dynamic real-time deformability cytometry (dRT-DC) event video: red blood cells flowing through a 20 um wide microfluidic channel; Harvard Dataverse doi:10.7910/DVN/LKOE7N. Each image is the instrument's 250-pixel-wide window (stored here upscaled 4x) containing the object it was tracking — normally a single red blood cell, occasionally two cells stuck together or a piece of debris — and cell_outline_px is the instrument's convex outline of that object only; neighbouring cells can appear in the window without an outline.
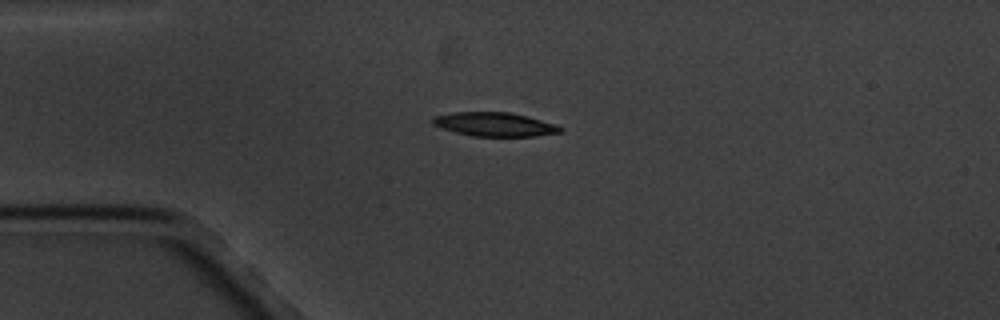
{"species": "common noctule bat (a hibernating species)", "species_latin": "Nyctalus noctula", "temperature_condition": "cold", "stored_images_in_passage": 8, "camera_frame_rate_fps": 3000, "um_per_image_px": 0.085, "animal": {"sex": "male", "body_mass_g": 20.1, "forearm_length_mm": 53.5}, "frame": {"image": 1, "passage_image": 4, "time_ms": 3.333, "image_size_px": [1000, 320], "cell_outline_px": [[564, 128], [560, 132], [536, 136], [472, 136], [440, 128], [432, 124], [432, 116], [452, 112], [508, 112], [528, 116], [556, 124]], "centroid_in_image_um": [42.02, 10.56], "position_along_channel_um": 43.0, "area_um2": 17.86}}
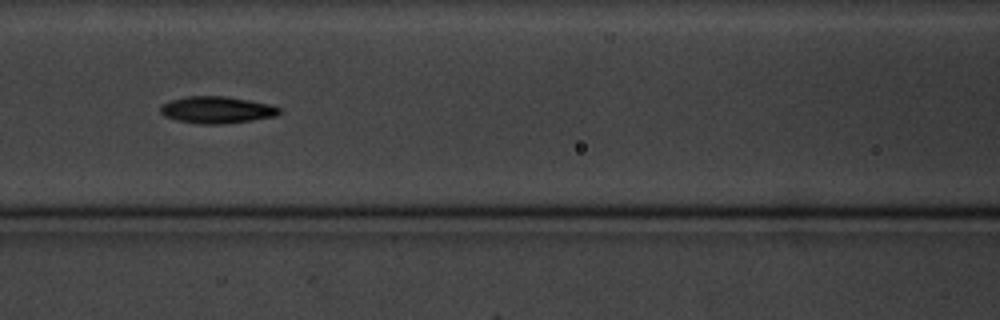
{"frame": {"image": 2, "passage_image": 7, "time_ms": 7.0, "image_size_px": [1000, 320], "cell_outline_px": [[280, 112], [276, 116], [252, 120], [220, 124], [196, 124], [176, 120], [164, 116], [160, 112], [160, 108], [164, 104], [172, 100], [188, 96], [224, 96], [272, 104], [280, 108]], "centroid_in_image_um": [18.44, 9.34], "position_along_channel_um": 148.2, "area_um2": 18.55}}
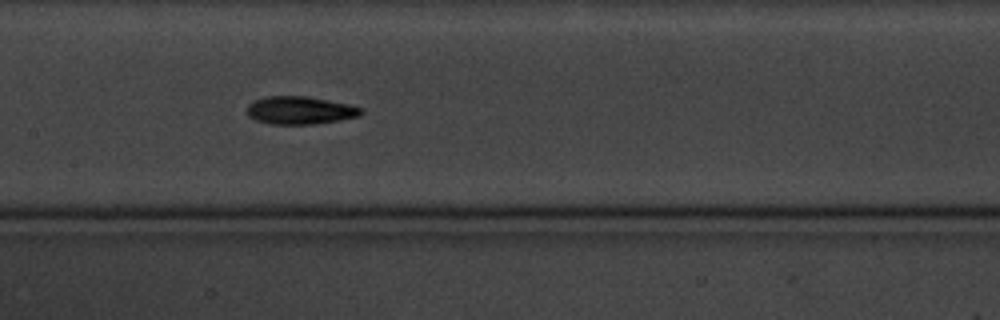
{"frame": {"image": 3, "passage_image": 8, "time_ms": 8.0, "image_size_px": [1000, 320], "cell_outline_px": [[364, 112], [360, 116], [312, 124], [272, 124], [256, 120], [248, 116], [248, 104], [252, 100], [268, 96], [308, 96], [348, 104], [364, 108]], "centroid_in_image_um": [25.5, 9.36], "position_along_channel_um": 181.9, "area_um2": 18.5}}